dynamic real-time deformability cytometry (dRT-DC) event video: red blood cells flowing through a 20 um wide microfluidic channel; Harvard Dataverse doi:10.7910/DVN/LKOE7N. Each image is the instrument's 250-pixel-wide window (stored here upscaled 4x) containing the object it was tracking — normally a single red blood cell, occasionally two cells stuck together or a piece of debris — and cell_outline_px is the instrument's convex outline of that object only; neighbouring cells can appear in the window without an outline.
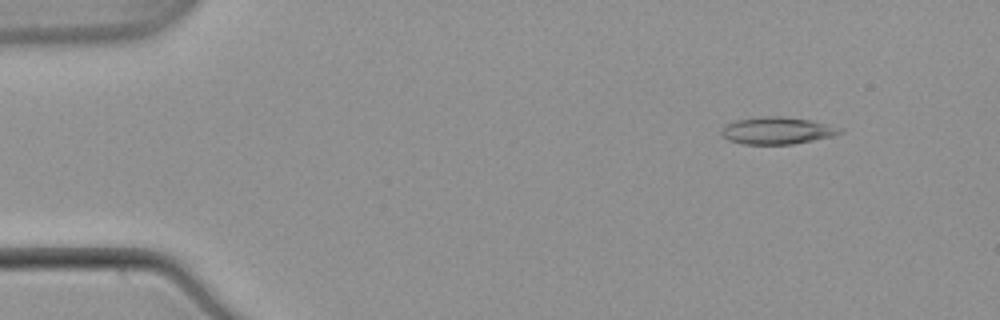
{"species": "common noctule bat (a hibernating species)", "species_latin": "Nyctalus noctula", "temperature_condition": "warm", "stored_images_in_passage": 48, "camera_frame_rate_fps": 3000, "um_per_image_px": 0.085, "animal": {"sex": "male", "body_mass_g": 21.5, "forearm_length_mm": 52.0}, "frame": {"image": 1, "passage_image": 1, "time_ms": 0.0, "image_size_px": [1000, 320], "cell_outline_px": [[844, 132], [832, 136], [792, 144], [744, 144], [728, 140], [720, 132], [724, 124], [736, 120], [764, 116], [784, 116], [808, 120], [844, 128]], "centroid_in_image_um": [66.04, 11.09], "position_along_channel_um": 19.0, "area_um2": 18.67}}
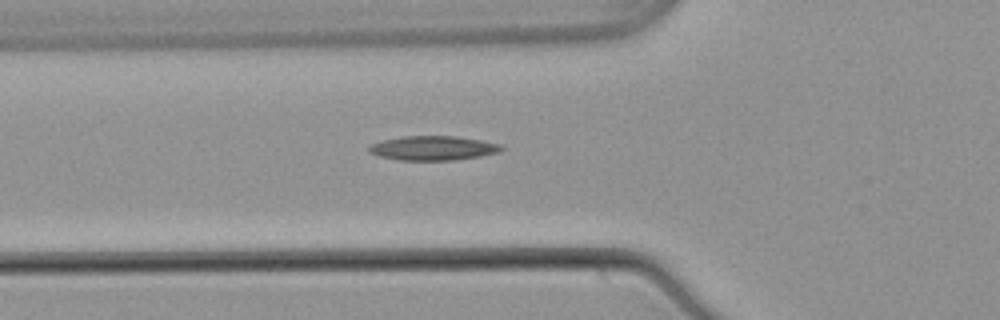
{"frame": {"image": 2, "passage_image": 14, "time_ms": 4.333, "image_size_px": [1000, 320], "cell_outline_px": [[504, 148], [500, 152], [480, 156], [452, 160], [400, 160], [380, 156], [368, 152], [368, 148], [372, 144], [384, 140], [404, 136], [456, 136], [480, 140], [500, 144]], "centroid_in_image_um": [36.83, 12.59], "position_along_channel_um": 89.0, "area_um2": 18.61}}
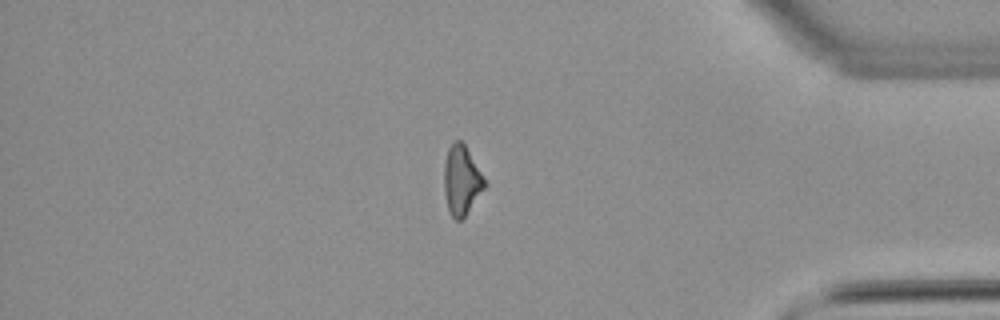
{"frame": {"image": 3, "passage_image": 40, "time_ms": 13.0, "image_size_px": [1000, 320], "cell_outline_px": [[488, 184], [464, 216], [460, 220], [456, 220], [452, 216], [448, 208], [444, 192], [444, 164], [448, 148], [452, 140], [460, 140], [464, 144]], "centroid_in_image_um": [39.23, 15.3], "position_along_channel_um": 396.0, "area_um2": 16.24}}